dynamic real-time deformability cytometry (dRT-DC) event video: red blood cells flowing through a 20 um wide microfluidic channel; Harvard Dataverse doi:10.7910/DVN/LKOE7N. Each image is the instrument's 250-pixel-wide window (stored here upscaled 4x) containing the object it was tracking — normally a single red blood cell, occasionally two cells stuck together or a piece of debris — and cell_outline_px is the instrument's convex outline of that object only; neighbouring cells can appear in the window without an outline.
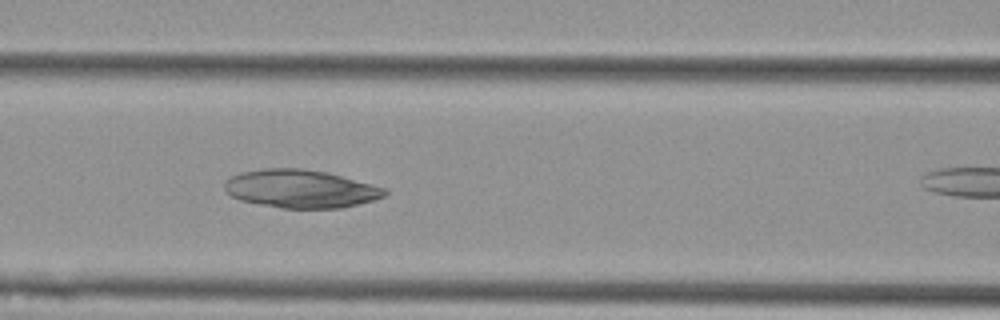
{"species": "Egyptian fruit bat (a non-hibernating species)", "species_latin": "Rousettus aegyptiacus", "temperature_condition": "cold", "stored_images_in_passage": 7, "segment_of_instrument_passage": [1, 2], "camera_frame_rate_fps": 3000, "um_per_image_px": 0.085, "animal": {"sex": "female"}, "frame": {"image": 1, "passage_image": 6, "time_ms": 1.667, "image_size_px": [1000, 320], "cell_outline_px": [[388, 192], [384, 196], [372, 200], [340, 208], [280, 208], [240, 200], [232, 196], [224, 188], [224, 184], [232, 176], [240, 172], [260, 168], [304, 168], [328, 172], [388, 188]], "centroid_in_image_um": [25.57, 16.03], "position_along_channel_um": 141.0, "area_um2": 35.66}}